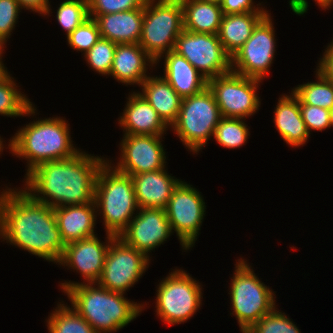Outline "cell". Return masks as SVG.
Wrapping results in <instances>:
<instances>
[{
	"instance_id": "obj_1",
	"label": "cell",
	"mask_w": 333,
	"mask_h": 333,
	"mask_svg": "<svg viewBox=\"0 0 333 333\" xmlns=\"http://www.w3.org/2000/svg\"><path fill=\"white\" fill-rule=\"evenodd\" d=\"M0 194V237L46 261L59 263L65 243L54 208L34 200L23 189Z\"/></svg>"
},
{
	"instance_id": "obj_2",
	"label": "cell",
	"mask_w": 333,
	"mask_h": 333,
	"mask_svg": "<svg viewBox=\"0 0 333 333\" xmlns=\"http://www.w3.org/2000/svg\"><path fill=\"white\" fill-rule=\"evenodd\" d=\"M106 161L80 150L70 158L43 162L26 173L24 191L53 208L92 203L96 177Z\"/></svg>"
},
{
	"instance_id": "obj_3",
	"label": "cell",
	"mask_w": 333,
	"mask_h": 333,
	"mask_svg": "<svg viewBox=\"0 0 333 333\" xmlns=\"http://www.w3.org/2000/svg\"><path fill=\"white\" fill-rule=\"evenodd\" d=\"M60 287L68 295L71 307L96 333L122 329L145 308L142 303L126 299L123 293L110 291L96 283L65 281Z\"/></svg>"
},
{
	"instance_id": "obj_4",
	"label": "cell",
	"mask_w": 333,
	"mask_h": 333,
	"mask_svg": "<svg viewBox=\"0 0 333 333\" xmlns=\"http://www.w3.org/2000/svg\"><path fill=\"white\" fill-rule=\"evenodd\" d=\"M69 124L61 117H50L30 122L9 140L12 155L26 159L27 173L37 165L70 158L80 150L74 148Z\"/></svg>"
},
{
	"instance_id": "obj_5",
	"label": "cell",
	"mask_w": 333,
	"mask_h": 333,
	"mask_svg": "<svg viewBox=\"0 0 333 333\" xmlns=\"http://www.w3.org/2000/svg\"><path fill=\"white\" fill-rule=\"evenodd\" d=\"M114 167L107 160L99 169L94 201L97 212L100 211L103 216L106 234L118 237L129 225L139 206L132 177L118 172Z\"/></svg>"
},
{
	"instance_id": "obj_6",
	"label": "cell",
	"mask_w": 333,
	"mask_h": 333,
	"mask_svg": "<svg viewBox=\"0 0 333 333\" xmlns=\"http://www.w3.org/2000/svg\"><path fill=\"white\" fill-rule=\"evenodd\" d=\"M237 261L228 293L233 309L230 315H235L244 333L276 308V302L273 290L259 280L251 266L242 258Z\"/></svg>"
},
{
	"instance_id": "obj_7",
	"label": "cell",
	"mask_w": 333,
	"mask_h": 333,
	"mask_svg": "<svg viewBox=\"0 0 333 333\" xmlns=\"http://www.w3.org/2000/svg\"><path fill=\"white\" fill-rule=\"evenodd\" d=\"M184 30L180 0H147L139 45L156 62L174 50L176 39Z\"/></svg>"
},
{
	"instance_id": "obj_8",
	"label": "cell",
	"mask_w": 333,
	"mask_h": 333,
	"mask_svg": "<svg viewBox=\"0 0 333 333\" xmlns=\"http://www.w3.org/2000/svg\"><path fill=\"white\" fill-rule=\"evenodd\" d=\"M221 118L215 97L206 87L198 94L182 98L177 119L171 127L185 147L198 154L214 135Z\"/></svg>"
},
{
	"instance_id": "obj_9",
	"label": "cell",
	"mask_w": 333,
	"mask_h": 333,
	"mask_svg": "<svg viewBox=\"0 0 333 333\" xmlns=\"http://www.w3.org/2000/svg\"><path fill=\"white\" fill-rule=\"evenodd\" d=\"M182 269L170 272L158 285L156 313L169 325L187 322L200 308L201 284Z\"/></svg>"
},
{
	"instance_id": "obj_10",
	"label": "cell",
	"mask_w": 333,
	"mask_h": 333,
	"mask_svg": "<svg viewBox=\"0 0 333 333\" xmlns=\"http://www.w3.org/2000/svg\"><path fill=\"white\" fill-rule=\"evenodd\" d=\"M262 80L230 71L208 80L222 117L246 119L261 105L257 89Z\"/></svg>"
},
{
	"instance_id": "obj_11",
	"label": "cell",
	"mask_w": 333,
	"mask_h": 333,
	"mask_svg": "<svg viewBox=\"0 0 333 333\" xmlns=\"http://www.w3.org/2000/svg\"><path fill=\"white\" fill-rule=\"evenodd\" d=\"M191 186L181 181L165 209L171 230L176 232L183 250H189L195 244L206 214L203 197Z\"/></svg>"
},
{
	"instance_id": "obj_12",
	"label": "cell",
	"mask_w": 333,
	"mask_h": 333,
	"mask_svg": "<svg viewBox=\"0 0 333 333\" xmlns=\"http://www.w3.org/2000/svg\"><path fill=\"white\" fill-rule=\"evenodd\" d=\"M174 51L207 80L231 71V57L225 52L218 34L183 30L176 39Z\"/></svg>"
},
{
	"instance_id": "obj_13",
	"label": "cell",
	"mask_w": 333,
	"mask_h": 333,
	"mask_svg": "<svg viewBox=\"0 0 333 333\" xmlns=\"http://www.w3.org/2000/svg\"><path fill=\"white\" fill-rule=\"evenodd\" d=\"M149 260L142 252L115 237L109 245L103 270L96 284L125 294L145 273Z\"/></svg>"
},
{
	"instance_id": "obj_14",
	"label": "cell",
	"mask_w": 333,
	"mask_h": 333,
	"mask_svg": "<svg viewBox=\"0 0 333 333\" xmlns=\"http://www.w3.org/2000/svg\"><path fill=\"white\" fill-rule=\"evenodd\" d=\"M268 13L254 28L251 37L231 57V71L263 80L273 63L275 31Z\"/></svg>"
},
{
	"instance_id": "obj_15",
	"label": "cell",
	"mask_w": 333,
	"mask_h": 333,
	"mask_svg": "<svg viewBox=\"0 0 333 333\" xmlns=\"http://www.w3.org/2000/svg\"><path fill=\"white\" fill-rule=\"evenodd\" d=\"M162 136L124 134L121 155L115 169L132 176L165 168L166 156Z\"/></svg>"
},
{
	"instance_id": "obj_16",
	"label": "cell",
	"mask_w": 333,
	"mask_h": 333,
	"mask_svg": "<svg viewBox=\"0 0 333 333\" xmlns=\"http://www.w3.org/2000/svg\"><path fill=\"white\" fill-rule=\"evenodd\" d=\"M138 211L118 237L149 257L151 250L167 241L172 230L164 209L139 208Z\"/></svg>"
},
{
	"instance_id": "obj_17",
	"label": "cell",
	"mask_w": 333,
	"mask_h": 333,
	"mask_svg": "<svg viewBox=\"0 0 333 333\" xmlns=\"http://www.w3.org/2000/svg\"><path fill=\"white\" fill-rule=\"evenodd\" d=\"M106 235V244L96 235L66 244L58 264L81 273L84 282L96 283L101 276L109 245L115 238L111 234Z\"/></svg>"
},
{
	"instance_id": "obj_18",
	"label": "cell",
	"mask_w": 333,
	"mask_h": 333,
	"mask_svg": "<svg viewBox=\"0 0 333 333\" xmlns=\"http://www.w3.org/2000/svg\"><path fill=\"white\" fill-rule=\"evenodd\" d=\"M139 208L166 209L173 190L182 181L166 169L132 175Z\"/></svg>"
},
{
	"instance_id": "obj_19",
	"label": "cell",
	"mask_w": 333,
	"mask_h": 333,
	"mask_svg": "<svg viewBox=\"0 0 333 333\" xmlns=\"http://www.w3.org/2000/svg\"><path fill=\"white\" fill-rule=\"evenodd\" d=\"M126 103L118 122L124 134L163 136L169 128L139 92L131 93Z\"/></svg>"
},
{
	"instance_id": "obj_20",
	"label": "cell",
	"mask_w": 333,
	"mask_h": 333,
	"mask_svg": "<svg viewBox=\"0 0 333 333\" xmlns=\"http://www.w3.org/2000/svg\"><path fill=\"white\" fill-rule=\"evenodd\" d=\"M153 65H155V61L139 43L117 44L110 76L126 85L138 84L140 86L148 77L146 66L152 67Z\"/></svg>"
},
{
	"instance_id": "obj_21",
	"label": "cell",
	"mask_w": 333,
	"mask_h": 333,
	"mask_svg": "<svg viewBox=\"0 0 333 333\" xmlns=\"http://www.w3.org/2000/svg\"><path fill=\"white\" fill-rule=\"evenodd\" d=\"M95 201L88 204L55 207L54 212L63 242L69 244L95 236Z\"/></svg>"
},
{
	"instance_id": "obj_22",
	"label": "cell",
	"mask_w": 333,
	"mask_h": 333,
	"mask_svg": "<svg viewBox=\"0 0 333 333\" xmlns=\"http://www.w3.org/2000/svg\"><path fill=\"white\" fill-rule=\"evenodd\" d=\"M164 58V78L181 98L200 93L208 87V80L183 56L174 50L162 55L155 64Z\"/></svg>"
},
{
	"instance_id": "obj_23",
	"label": "cell",
	"mask_w": 333,
	"mask_h": 333,
	"mask_svg": "<svg viewBox=\"0 0 333 333\" xmlns=\"http://www.w3.org/2000/svg\"><path fill=\"white\" fill-rule=\"evenodd\" d=\"M144 8L98 16L100 37L117 44L139 43L142 33Z\"/></svg>"
},
{
	"instance_id": "obj_24",
	"label": "cell",
	"mask_w": 333,
	"mask_h": 333,
	"mask_svg": "<svg viewBox=\"0 0 333 333\" xmlns=\"http://www.w3.org/2000/svg\"><path fill=\"white\" fill-rule=\"evenodd\" d=\"M281 96L274 111V123L283 140L298 148L307 142L311 133L302 119L298 98L293 92Z\"/></svg>"
},
{
	"instance_id": "obj_25",
	"label": "cell",
	"mask_w": 333,
	"mask_h": 333,
	"mask_svg": "<svg viewBox=\"0 0 333 333\" xmlns=\"http://www.w3.org/2000/svg\"><path fill=\"white\" fill-rule=\"evenodd\" d=\"M269 12L223 14L218 37L225 52L232 57L251 37L256 25Z\"/></svg>"
},
{
	"instance_id": "obj_26",
	"label": "cell",
	"mask_w": 333,
	"mask_h": 333,
	"mask_svg": "<svg viewBox=\"0 0 333 333\" xmlns=\"http://www.w3.org/2000/svg\"><path fill=\"white\" fill-rule=\"evenodd\" d=\"M142 93L147 102L156 110L163 122L171 127L180 111L182 98L164 77H150L141 84Z\"/></svg>"
},
{
	"instance_id": "obj_27",
	"label": "cell",
	"mask_w": 333,
	"mask_h": 333,
	"mask_svg": "<svg viewBox=\"0 0 333 333\" xmlns=\"http://www.w3.org/2000/svg\"><path fill=\"white\" fill-rule=\"evenodd\" d=\"M183 7L184 30L194 33L218 34L223 17L220 4L200 0H180Z\"/></svg>"
},
{
	"instance_id": "obj_28",
	"label": "cell",
	"mask_w": 333,
	"mask_h": 333,
	"mask_svg": "<svg viewBox=\"0 0 333 333\" xmlns=\"http://www.w3.org/2000/svg\"><path fill=\"white\" fill-rule=\"evenodd\" d=\"M16 84L8 72L0 76V115L24 117L33 114L34 116L35 107L30 99L17 89Z\"/></svg>"
},
{
	"instance_id": "obj_29",
	"label": "cell",
	"mask_w": 333,
	"mask_h": 333,
	"mask_svg": "<svg viewBox=\"0 0 333 333\" xmlns=\"http://www.w3.org/2000/svg\"><path fill=\"white\" fill-rule=\"evenodd\" d=\"M316 82H308L295 87L292 92L299 104L314 105L328 110L333 109V82L316 70Z\"/></svg>"
},
{
	"instance_id": "obj_30",
	"label": "cell",
	"mask_w": 333,
	"mask_h": 333,
	"mask_svg": "<svg viewBox=\"0 0 333 333\" xmlns=\"http://www.w3.org/2000/svg\"><path fill=\"white\" fill-rule=\"evenodd\" d=\"M59 303L46 320L49 333H96L72 307Z\"/></svg>"
},
{
	"instance_id": "obj_31",
	"label": "cell",
	"mask_w": 333,
	"mask_h": 333,
	"mask_svg": "<svg viewBox=\"0 0 333 333\" xmlns=\"http://www.w3.org/2000/svg\"><path fill=\"white\" fill-rule=\"evenodd\" d=\"M242 118L222 117L215 128L214 138L223 147L234 149L247 141L249 129Z\"/></svg>"
},
{
	"instance_id": "obj_32",
	"label": "cell",
	"mask_w": 333,
	"mask_h": 333,
	"mask_svg": "<svg viewBox=\"0 0 333 333\" xmlns=\"http://www.w3.org/2000/svg\"><path fill=\"white\" fill-rule=\"evenodd\" d=\"M56 11L57 21L67 36L89 18L87 0H66Z\"/></svg>"
},
{
	"instance_id": "obj_33",
	"label": "cell",
	"mask_w": 333,
	"mask_h": 333,
	"mask_svg": "<svg viewBox=\"0 0 333 333\" xmlns=\"http://www.w3.org/2000/svg\"><path fill=\"white\" fill-rule=\"evenodd\" d=\"M117 43L105 38L99 40L84 54L91 69L102 75H110Z\"/></svg>"
},
{
	"instance_id": "obj_34",
	"label": "cell",
	"mask_w": 333,
	"mask_h": 333,
	"mask_svg": "<svg viewBox=\"0 0 333 333\" xmlns=\"http://www.w3.org/2000/svg\"><path fill=\"white\" fill-rule=\"evenodd\" d=\"M244 333H300V331L284 312L274 308Z\"/></svg>"
},
{
	"instance_id": "obj_35",
	"label": "cell",
	"mask_w": 333,
	"mask_h": 333,
	"mask_svg": "<svg viewBox=\"0 0 333 333\" xmlns=\"http://www.w3.org/2000/svg\"><path fill=\"white\" fill-rule=\"evenodd\" d=\"M99 38L100 31L98 24L95 19L89 17L67 36V41L72 49L84 52L85 54Z\"/></svg>"
},
{
	"instance_id": "obj_36",
	"label": "cell",
	"mask_w": 333,
	"mask_h": 333,
	"mask_svg": "<svg viewBox=\"0 0 333 333\" xmlns=\"http://www.w3.org/2000/svg\"><path fill=\"white\" fill-rule=\"evenodd\" d=\"M89 17L144 8L147 0H87Z\"/></svg>"
},
{
	"instance_id": "obj_37",
	"label": "cell",
	"mask_w": 333,
	"mask_h": 333,
	"mask_svg": "<svg viewBox=\"0 0 333 333\" xmlns=\"http://www.w3.org/2000/svg\"><path fill=\"white\" fill-rule=\"evenodd\" d=\"M20 10L17 0H0V43L6 44L10 38Z\"/></svg>"
},
{
	"instance_id": "obj_38",
	"label": "cell",
	"mask_w": 333,
	"mask_h": 333,
	"mask_svg": "<svg viewBox=\"0 0 333 333\" xmlns=\"http://www.w3.org/2000/svg\"><path fill=\"white\" fill-rule=\"evenodd\" d=\"M302 119L307 130L321 131L331 127L330 110L314 105L300 104Z\"/></svg>"
},
{
	"instance_id": "obj_39",
	"label": "cell",
	"mask_w": 333,
	"mask_h": 333,
	"mask_svg": "<svg viewBox=\"0 0 333 333\" xmlns=\"http://www.w3.org/2000/svg\"><path fill=\"white\" fill-rule=\"evenodd\" d=\"M221 9L223 14H242L246 12H268L261 3L254 6L253 0H222Z\"/></svg>"
},
{
	"instance_id": "obj_40",
	"label": "cell",
	"mask_w": 333,
	"mask_h": 333,
	"mask_svg": "<svg viewBox=\"0 0 333 333\" xmlns=\"http://www.w3.org/2000/svg\"><path fill=\"white\" fill-rule=\"evenodd\" d=\"M316 69L333 82V41L325 49Z\"/></svg>"
},
{
	"instance_id": "obj_41",
	"label": "cell",
	"mask_w": 333,
	"mask_h": 333,
	"mask_svg": "<svg viewBox=\"0 0 333 333\" xmlns=\"http://www.w3.org/2000/svg\"><path fill=\"white\" fill-rule=\"evenodd\" d=\"M17 2L21 9L26 8V10H32L44 16L50 15L49 0H17Z\"/></svg>"
},
{
	"instance_id": "obj_42",
	"label": "cell",
	"mask_w": 333,
	"mask_h": 333,
	"mask_svg": "<svg viewBox=\"0 0 333 333\" xmlns=\"http://www.w3.org/2000/svg\"><path fill=\"white\" fill-rule=\"evenodd\" d=\"M3 43H0V76L4 75L6 72H8L7 68H5L3 62H2V54H3V48H4Z\"/></svg>"
},
{
	"instance_id": "obj_43",
	"label": "cell",
	"mask_w": 333,
	"mask_h": 333,
	"mask_svg": "<svg viewBox=\"0 0 333 333\" xmlns=\"http://www.w3.org/2000/svg\"><path fill=\"white\" fill-rule=\"evenodd\" d=\"M315 2L324 10L333 5V0H315Z\"/></svg>"
},
{
	"instance_id": "obj_44",
	"label": "cell",
	"mask_w": 333,
	"mask_h": 333,
	"mask_svg": "<svg viewBox=\"0 0 333 333\" xmlns=\"http://www.w3.org/2000/svg\"><path fill=\"white\" fill-rule=\"evenodd\" d=\"M203 2H209V3H215V4H221L222 0H200Z\"/></svg>"
},
{
	"instance_id": "obj_45",
	"label": "cell",
	"mask_w": 333,
	"mask_h": 333,
	"mask_svg": "<svg viewBox=\"0 0 333 333\" xmlns=\"http://www.w3.org/2000/svg\"><path fill=\"white\" fill-rule=\"evenodd\" d=\"M330 123L333 126V109L330 111Z\"/></svg>"
},
{
	"instance_id": "obj_46",
	"label": "cell",
	"mask_w": 333,
	"mask_h": 333,
	"mask_svg": "<svg viewBox=\"0 0 333 333\" xmlns=\"http://www.w3.org/2000/svg\"><path fill=\"white\" fill-rule=\"evenodd\" d=\"M4 145H3V139L0 137V152L3 151ZM1 154V153H0Z\"/></svg>"
}]
</instances>
